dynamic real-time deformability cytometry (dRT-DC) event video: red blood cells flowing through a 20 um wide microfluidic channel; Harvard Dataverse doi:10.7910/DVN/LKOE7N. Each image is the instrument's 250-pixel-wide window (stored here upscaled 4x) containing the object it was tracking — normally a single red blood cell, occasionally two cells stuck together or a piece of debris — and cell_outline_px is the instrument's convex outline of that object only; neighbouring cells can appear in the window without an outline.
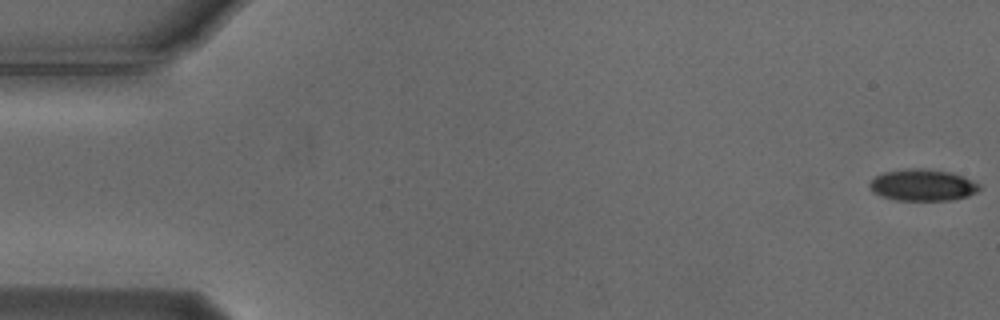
{"species": "Egyptian fruit bat (a non-hibernating species)", "species_latin": "Rousettus aegyptiacus", "temperature_condition": "cold", "stored_images_in_passage": 55, "camera_frame_rate_fps": 3000, "um_per_image_px": 0.085, "animal": {"sex": "male"}, "frame": {"image": 1, "passage_image": 1, "time_ms": 0.0, "image_size_px": [1000, 320], "cell_outline_px": [[980, 188], [976, 192], [968, 196], [952, 200], [896, 200], [880, 196], [872, 192], [868, 184], [876, 176], [884, 172], [908, 168], [928, 168], [952, 172], [972, 180], [980, 184]], "centroid_in_image_um": [78.42, 15.72], "position_along_channel_um": 6.6, "area_um2": 20.4}}
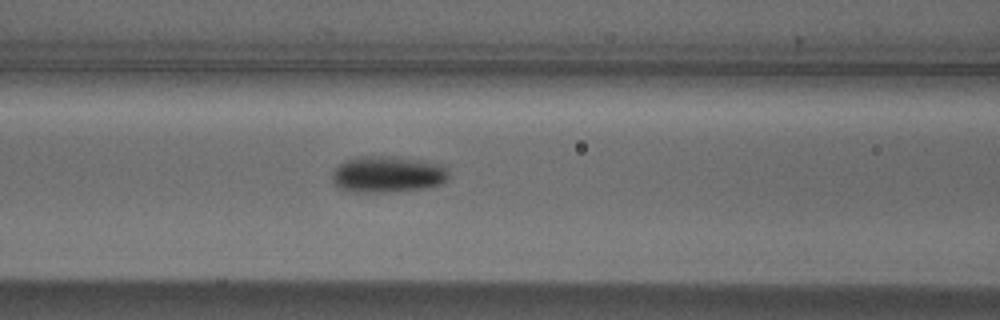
{"frame": {"image": 2, "passage_image": 23, "time_ms": 7.333, "image_size_px": [1000, 320], "cell_outline_px": [[448, 176], [444, 184], [428, 188], [384, 192], [344, 192], [336, 188], [332, 180], [332, 172], [344, 160], [360, 156], [388, 156], [420, 160], [444, 164], [448, 168]], "centroid_in_image_um": [32.94, 14.83], "position_along_channel_um": 133.7, "area_um2": 25.26}}
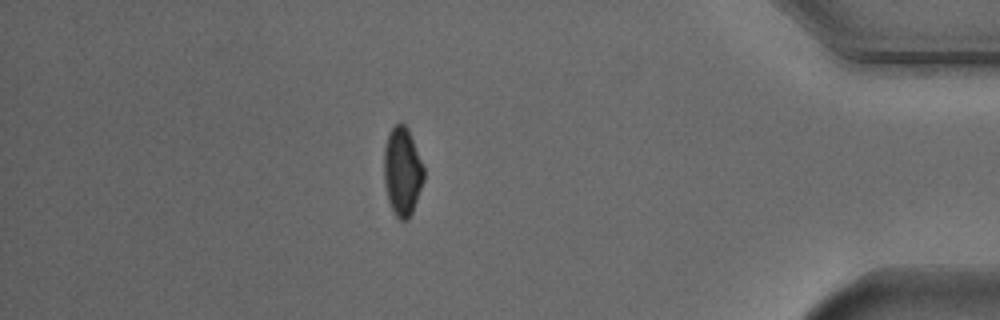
{"frame": {"image": 3, "passage_image": 48, "time_ms": 15.667, "image_size_px": [1000, 320], "cell_outline_px": [[424, 180], [412, 212], [408, 220], [400, 220], [392, 212], [388, 200], [384, 180], [384, 148], [388, 132], [400, 120], [408, 128], [424, 168]], "centroid_in_image_um": [34.19, 14.56], "position_along_channel_um": 401.0, "area_um2": 20.63}}